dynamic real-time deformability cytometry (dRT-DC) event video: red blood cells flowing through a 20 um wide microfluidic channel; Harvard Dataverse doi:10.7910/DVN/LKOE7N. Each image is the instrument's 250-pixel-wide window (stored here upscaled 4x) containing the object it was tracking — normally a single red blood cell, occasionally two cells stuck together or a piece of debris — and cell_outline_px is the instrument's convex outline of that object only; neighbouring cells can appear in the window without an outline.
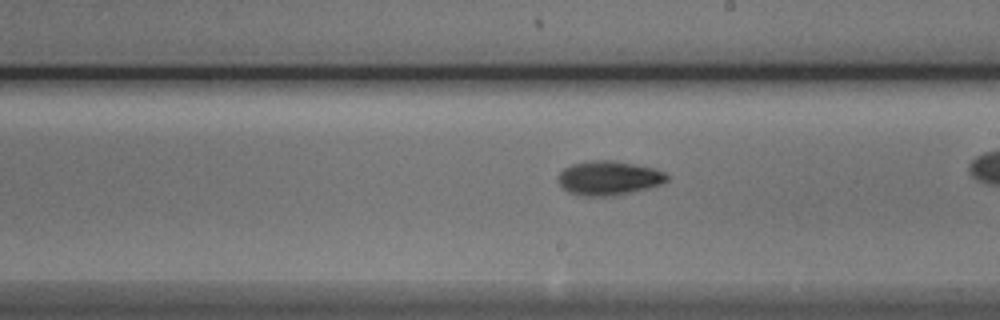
{"species": "Egyptian fruit bat (a non-hibernating species)", "species_latin": "Rousettus aegyptiacus", "temperature_condition": "cold", "stored_images_in_passage": 29, "camera_frame_rate_fps": 3000, "um_per_image_px": 0.085, "animal": {"sex": "male"}, "frame": {"image": 1, "passage_image": 17, "time_ms": 5.333, "image_size_px": [1000, 320], "cell_outline_px": [[668, 180], [660, 184], [648, 188], [616, 196], [580, 196], [568, 192], [556, 180], [556, 176], [564, 168], [572, 164], [596, 160], [612, 160], [656, 168], [664, 172], [668, 176]], "centroid_in_image_um": [51.73, 15.14], "position_along_channel_um": 237.3, "area_um2": 21.85}}